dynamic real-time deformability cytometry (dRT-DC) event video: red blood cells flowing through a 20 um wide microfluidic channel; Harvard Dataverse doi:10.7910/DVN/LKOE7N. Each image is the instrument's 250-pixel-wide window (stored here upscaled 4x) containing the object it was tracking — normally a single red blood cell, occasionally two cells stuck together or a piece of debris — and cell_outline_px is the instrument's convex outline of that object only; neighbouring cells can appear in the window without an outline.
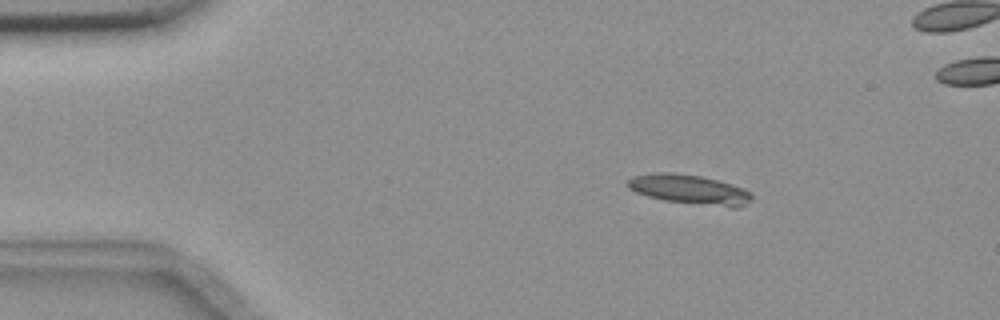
{"species": "common noctule bat (a hibernating species)", "species_latin": "Nyctalus noctula", "temperature_condition": "room temperature", "stored_images_in_passage": 5, "camera_frame_rate_fps": 3000, "um_per_image_px": 0.085, "animal": {"sex": "female", "body_mass_g": 18.4}, "frame": {"image": 1, "passage_image": 2, "time_ms": 1.333, "image_size_px": [1000, 320], "cell_outline_px": [[752, 200], [736, 208], [732, 208], [664, 200], [648, 196], [636, 192], [628, 188], [628, 180], [636, 176], [660, 172], [672, 172], [700, 176], [716, 180], [744, 188], [752, 192]], "centroid_in_image_um": [58.65, 16.11], "position_along_channel_um": 26.3, "area_um2": 21.15}}